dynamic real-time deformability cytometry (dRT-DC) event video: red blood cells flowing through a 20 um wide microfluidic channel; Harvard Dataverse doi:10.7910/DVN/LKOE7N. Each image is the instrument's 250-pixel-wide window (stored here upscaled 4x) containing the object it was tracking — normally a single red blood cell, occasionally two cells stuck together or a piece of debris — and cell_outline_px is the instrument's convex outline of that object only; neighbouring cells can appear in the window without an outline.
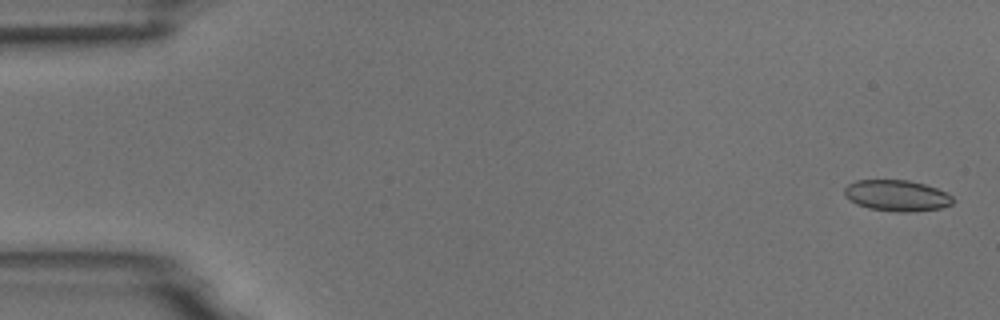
{"species": "common noctule bat (a hibernating species)", "species_latin": "Nyctalus noctula", "temperature_condition": "room temperature", "stored_images_in_passage": 5, "camera_frame_rate_fps": 3000, "um_per_image_px": 0.085, "animal": {"sex": "male", "body_mass_g": 18.8}, "frame": {"image": 1, "passage_image": 1, "time_ms": 0.0, "image_size_px": [1000, 320], "cell_outline_px": [[952, 204], [940, 208], [912, 212], [896, 212], [868, 208], [856, 204], [848, 200], [844, 196], [844, 188], [848, 184], [856, 180], [908, 180], [924, 184], [936, 188], [952, 196]], "centroid_in_image_um": [76.18, 16.63], "position_along_channel_um": 8.8, "area_um2": 19.71}}
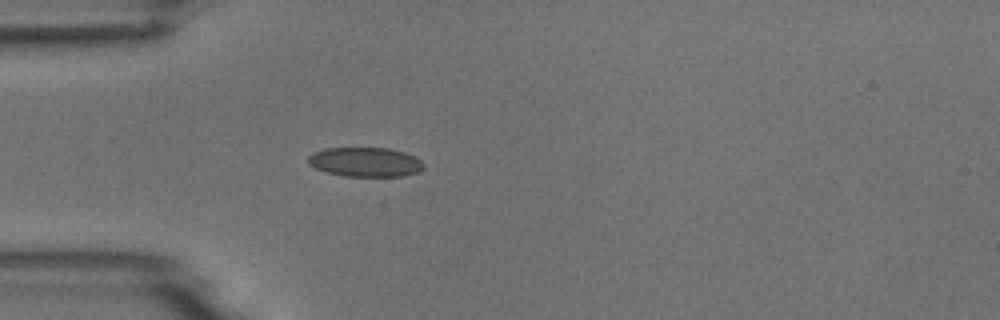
{"frame": {"image": 2, "passage_image": 5, "time_ms": 4.667, "image_size_px": [1000, 320], "cell_outline_px": [[424, 168], [420, 172], [404, 176], [344, 176], [328, 172], [316, 168], [308, 164], [308, 156], [312, 152], [324, 148], [388, 148], [404, 152], [416, 156], [424, 164]], "centroid_in_image_um": [31.07, 13.77], "position_along_channel_um": 53.9, "area_um2": 19.94}}